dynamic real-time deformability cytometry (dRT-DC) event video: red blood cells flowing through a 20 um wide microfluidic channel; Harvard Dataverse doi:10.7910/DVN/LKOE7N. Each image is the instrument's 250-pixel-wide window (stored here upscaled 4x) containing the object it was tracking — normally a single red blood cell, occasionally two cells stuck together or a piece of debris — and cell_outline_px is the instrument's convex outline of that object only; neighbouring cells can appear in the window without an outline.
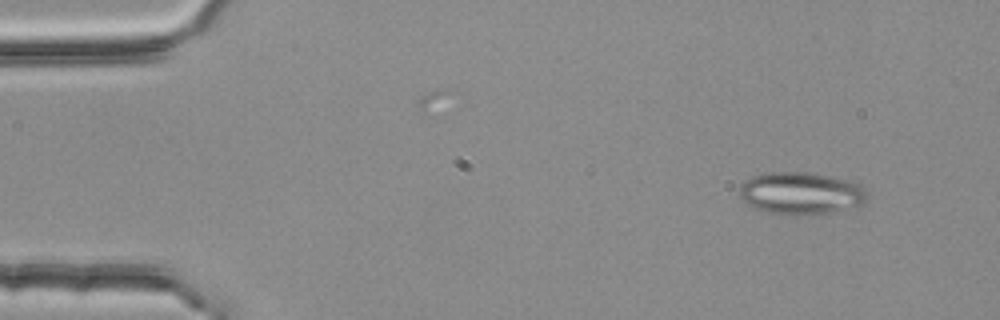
{"species": "common noctule bat (a hibernating species)", "species_latin": "Nyctalus noctula", "temperature_condition": "room temperature", "stored_images_in_passage": 4, "camera_frame_rate_fps": 3000, "um_per_image_px": 0.085, "animal": {"sex": "female", "body_mass_g": 25.1}, "frame": {"image": 1, "passage_image": 1, "time_ms": 0.0, "image_size_px": [1000, 320], "cell_outline_px": [[868, 192], [864, 204], [832, 212], [768, 212], [756, 208], [748, 204], [740, 196], [740, 188], [752, 176], [772, 172], [804, 172], [832, 176], [860, 184]], "centroid_in_image_um": [68.13, 16.38], "position_along_channel_um": 16.9, "area_um2": 30.35}}